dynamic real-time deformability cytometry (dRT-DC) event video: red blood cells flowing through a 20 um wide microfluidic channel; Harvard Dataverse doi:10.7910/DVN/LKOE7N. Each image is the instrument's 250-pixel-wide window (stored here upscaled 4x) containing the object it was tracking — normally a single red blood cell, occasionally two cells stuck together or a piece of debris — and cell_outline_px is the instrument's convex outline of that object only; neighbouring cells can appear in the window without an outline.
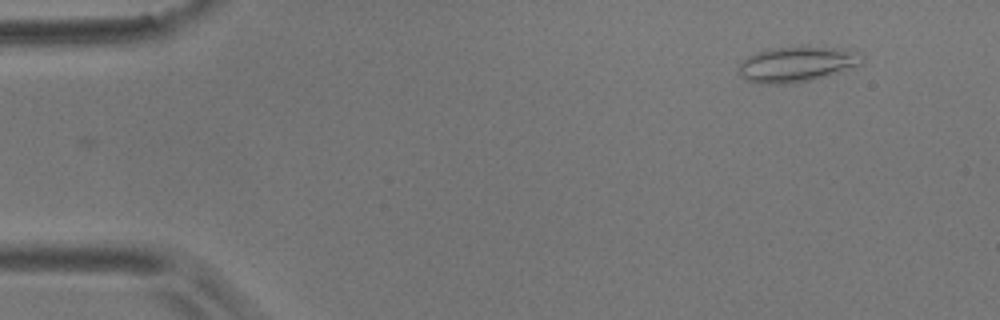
{"species": "common noctule bat (a hibernating species)", "species_latin": "Nyctalus noctula", "temperature_condition": "room temperature", "stored_images_in_passage": 4, "camera_frame_rate_fps": 3000, "um_per_image_px": 0.085, "animal": {"sex": "male", "body_mass_g": 17.9}, "frame": {"image": 1, "passage_image": 1, "time_ms": 0.0, "image_size_px": [1000, 320], "cell_outline_px": [[864, 64], [840, 72], [808, 80], [780, 84], [764, 84], [744, 80], [740, 72], [740, 64], [748, 56], [756, 52], [768, 48], [836, 48], [860, 52], [864, 56]], "centroid_in_image_um": [67.76, 5.46], "position_along_channel_um": 17.2, "area_um2": 24.97}}